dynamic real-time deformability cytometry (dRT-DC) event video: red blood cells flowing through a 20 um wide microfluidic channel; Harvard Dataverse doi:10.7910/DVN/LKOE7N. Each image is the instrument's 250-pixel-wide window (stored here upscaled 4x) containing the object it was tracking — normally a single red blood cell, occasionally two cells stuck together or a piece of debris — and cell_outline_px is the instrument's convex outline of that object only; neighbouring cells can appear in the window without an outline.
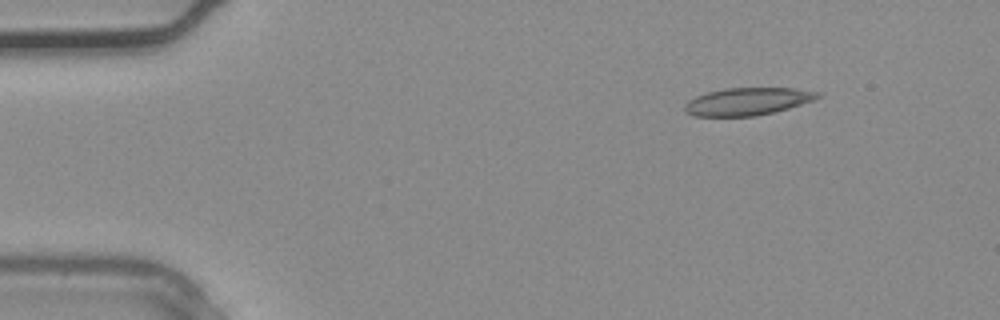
{"species": "common noctule bat (a hibernating species)", "species_latin": "Nyctalus noctula", "temperature_condition": "warm", "stored_images_in_passage": 2, "camera_frame_rate_fps": 3000, "um_per_image_px": 0.085, "animal": {"sex": "male", "body_mass_g": 20.4}, "frame": {"image": 1, "passage_image": 1, "time_ms": 0.0, "image_size_px": [1000, 320], "cell_outline_px": [[824, 96], [776, 112], [756, 116], [692, 116], [684, 108], [684, 104], [688, 100], [696, 96], [708, 92], [724, 88], [792, 88], [820, 92]], "centroid_in_image_um": [63.54, 8.62], "position_along_channel_um": 21.5, "area_um2": 21.33}}